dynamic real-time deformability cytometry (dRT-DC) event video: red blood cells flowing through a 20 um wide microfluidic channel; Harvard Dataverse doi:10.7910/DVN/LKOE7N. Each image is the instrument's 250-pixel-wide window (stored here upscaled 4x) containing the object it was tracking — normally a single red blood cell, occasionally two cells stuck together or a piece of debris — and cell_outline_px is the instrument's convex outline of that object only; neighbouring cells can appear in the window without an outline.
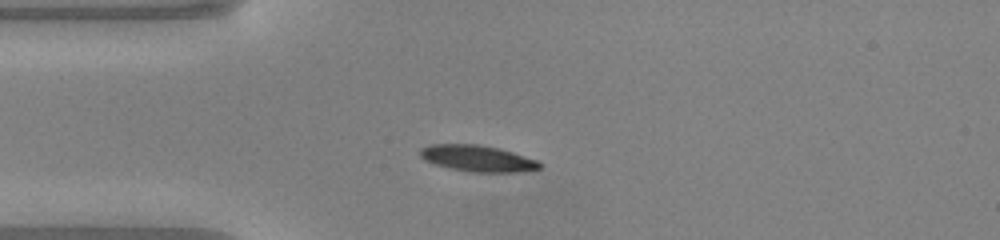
{"species": "common noctule bat (a hibernating species)", "species_latin": "Nyctalus noctula", "temperature_condition": "warm", "stored_images_in_passage": 38, "camera_frame_rate_fps": 3000, "um_per_image_px": 0.085, "animal": {"sex": "male", "body_mass_g": 20.0, "forearm_length_mm": 53.3}, "frame": {"image": 1, "passage_image": 1, "time_ms": 0.0, "image_size_px": [1000, 240], "cell_outline_px": [[540, 168], [516, 172], [472, 172], [452, 168], [436, 164], [424, 160], [420, 156], [420, 148], [428, 144], [480, 144], [500, 148], [536, 160], [540, 164]], "centroid_in_image_um": [40.54, 13.45], "position_along_channel_um": 44.5, "area_um2": 18.15}}
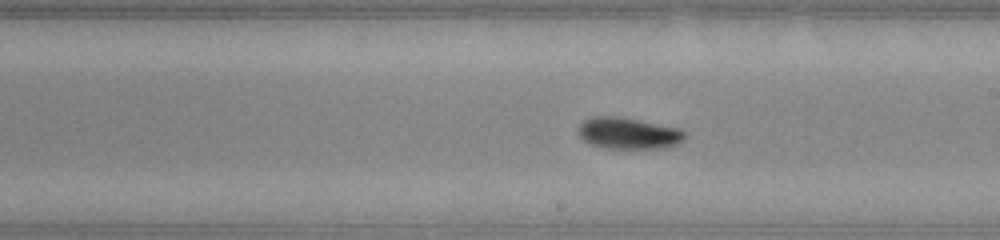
{"frame": {"image": 2, "passage_image": 16, "time_ms": 5.0, "image_size_px": [1000, 240], "cell_outline_px": [[688, 136], [684, 140], [668, 148], [604, 148], [592, 144], [584, 140], [580, 136], [580, 124], [584, 120], [592, 116], [616, 116], [640, 120], [680, 128], [688, 132]], "centroid_in_image_um": [53.5, 11.32], "position_along_channel_um": 235.5, "area_um2": 19.65}}
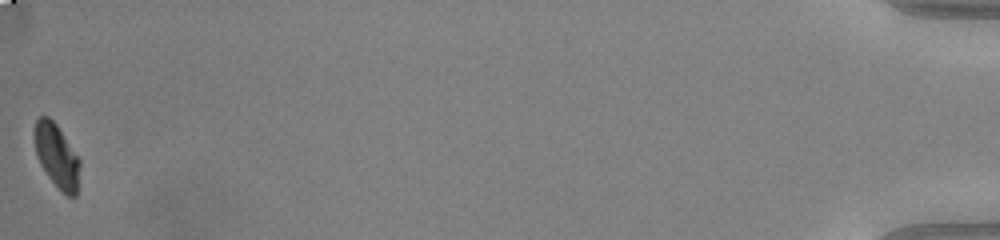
{"frame": {"image": 3, "passage_image": 38, "time_ms": 12.333, "image_size_px": [1000, 240], "cell_outline_px": [[80, 164], [76, 196], [68, 196], [48, 176], [40, 164], [36, 156], [32, 136], [32, 132], [36, 120], [40, 116], [48, 116], [56, 124], [80, 160]], "centroid_in_image_um": [4.77, 13.2], "position_along_channel_um": 430.4, "area_um2": 16.76}, "authors_computed_cell_mechanics": {"area_um2": 18.2648, "velocity_mm_per_s": 4.094, "shape_relaxation_time_tau1_ms": 2.5606, "shape_relaxation_time_tau2_ms": 4.8787, "deformation_change_tau1": 0.14, "deformation_change_tau2": 0.0732}}